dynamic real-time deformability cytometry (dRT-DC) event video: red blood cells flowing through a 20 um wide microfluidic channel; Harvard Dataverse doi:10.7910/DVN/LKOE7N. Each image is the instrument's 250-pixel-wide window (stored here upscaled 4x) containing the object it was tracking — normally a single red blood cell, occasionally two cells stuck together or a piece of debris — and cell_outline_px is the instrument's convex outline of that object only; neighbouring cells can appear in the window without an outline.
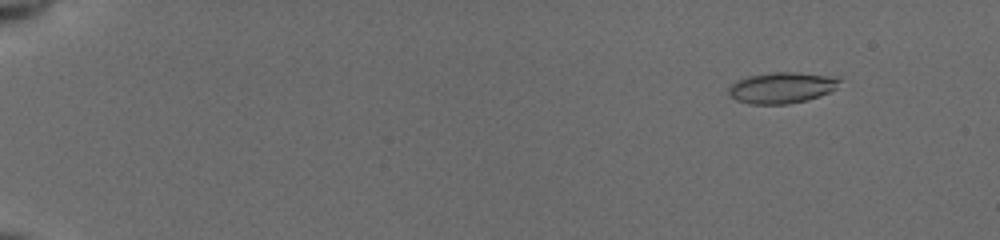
{"species": "common noctule bat (a hibernating species)", "species_latin": "Nyctalus noctula", "temperature_condition": "cold", "stored_images_in_passage": 55, "camera_frame_rate_fps": 3000, "um_per_image_px": 0.085, "animal": {"sex": "female", "body_mass_g": 19.5, "forearm_length_mm": 54.1}, "frame": {"image": 1, "passage_image": 7, "time_ms": 2.0, "image_size_px": [1000, 240], "cell_outline_px": [[840, 80], [836, 88], [820, 96], [788, 104], [748, 104], [736, 100], [728, 92], [728, 88], [736, 80], [748, 76], [776, 72], [796, 72], [840, 76]], "centroid_in_image_um": [66.46, 7.44], "position_along_channel_um": 18.5, "area_um2": 20.11}}
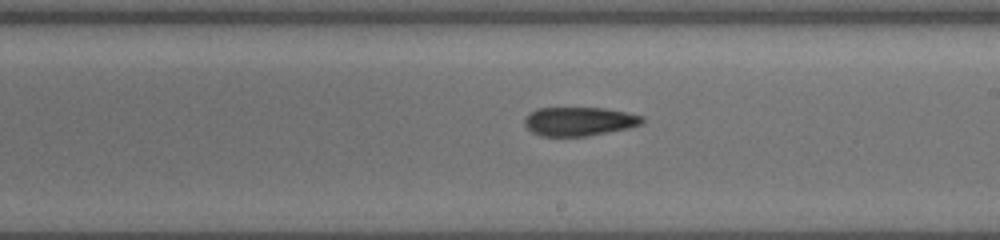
{"frame": {"image": 2, "passage_image": 35, "time_ms": 11.333, "image_size_px": [1000, 240], "cell_outline_px": [[644, 120], [640, 124], [628, 128], [588, 136], [540, 136], [532, 132], [524, 124], [524, 120], [528, 112], [536, 108], [604, 108], [628, 112], [644, 116]], "centroid_in_image_um": [49.21, 10.31], "position_along_channel_um": 239.8, "area_um2": 19.88}}
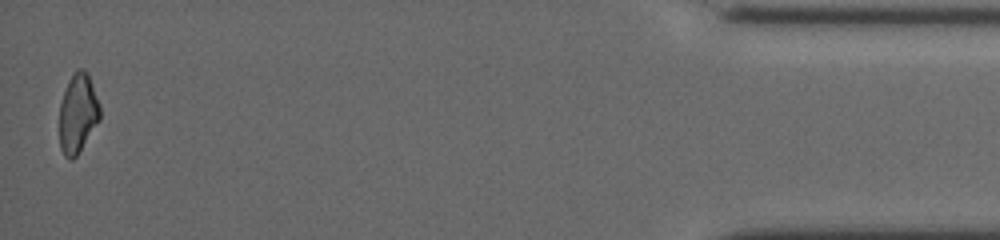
{"frame": {"image": 3, "passage_image": 55, "time_ms": 18.0, "image_size_px": [1000, 240], "cell_outline_px": [[100, 120], [76, 156], [72, 160], [68, 160], [64, 156], [60, 148], [60, 104], [68, 80], [72, 72], [76, 68], [84, 68], [88, 72], [100, 108]], "centroid_in_image_um": [6.61, 9.62], "position_along_channel_um": 428.6, "area_um2": 18.79}}